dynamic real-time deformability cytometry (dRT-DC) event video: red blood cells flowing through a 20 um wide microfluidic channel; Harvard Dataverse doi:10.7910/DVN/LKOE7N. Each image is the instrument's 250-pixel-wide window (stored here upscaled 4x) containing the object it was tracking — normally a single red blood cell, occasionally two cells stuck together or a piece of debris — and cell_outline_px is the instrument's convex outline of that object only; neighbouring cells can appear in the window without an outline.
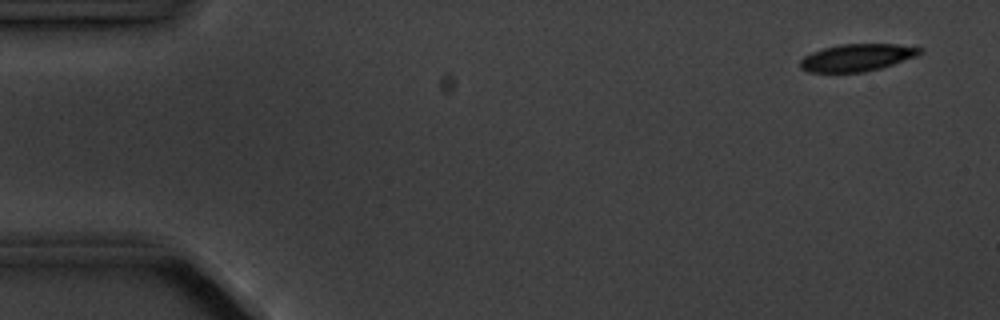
{"species": "common noctule bat (a hibernating species)", "species_latin": "Nyctalus noctula", "temperature_condition": "cold", "stored_images_in_passage": 5, "camera_frame_rate_fps": 3000, "um_per_image_px": 0.085, "animal": {"sex": "male", "body_mass_g": 20.1, "forearm_length_mm": 53.5}, "frame": {"image": 1, "passage_image": 1, "time_ms": 0.0, "image_size_px": [1000, 320], "cell_outline_px": [[924, 52], [916, 56], [880, 68], [864, 72], [808, 72], [800, 68], [800, 60], [804, 56], [812, 52], [824, 48], [840, 44], [896, 44], [924, 48]], "centroid_in_image_um": [72.85, 4.89], "position_along_channel_um": 12.2, "area_um2": 18.96}}